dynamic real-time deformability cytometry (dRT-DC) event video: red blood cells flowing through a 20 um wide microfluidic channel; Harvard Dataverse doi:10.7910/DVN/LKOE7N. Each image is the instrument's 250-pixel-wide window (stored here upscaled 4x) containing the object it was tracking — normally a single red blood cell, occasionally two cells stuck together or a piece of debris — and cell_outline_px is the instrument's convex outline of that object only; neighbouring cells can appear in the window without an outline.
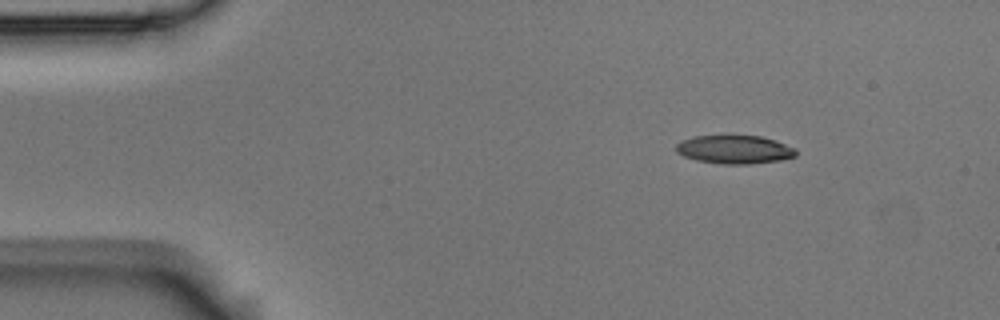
{"species": "Egyptian fruit bat (a non-hibernating species)", "species_latin": "Rousettus aegyptiacus", "temperature_condition": "room temperature", "stored_images_in_passage": 13, "camera_frame_rate_fps": 3000, "um_per_image_px": 0.085, "animal": {"sex": "male"}, "frame": {"image": 1, "passage_image": 1, "time_ms": 0.0, "image_size_px": [1000, 320], "cell_outline_px": [[796, 156], [780, 160], [748, 164], [720, 164], [696, 160], [684, 156], [676, 152], [676, 144], [680, 140], [692, 136], [732, 132], [760, 136], [776, 140], [796, 148]], "centroid_in_image_um": [62.39, 12.65], "position_along_channel_um": 22.6, "area_um2": 20.92}}
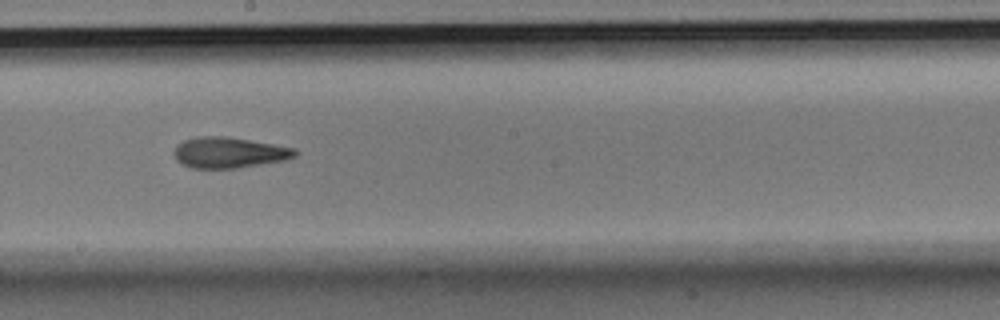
{"frame": {"image": 2, "passage_image": 7, "time_ms": 2.0, "image_size_px": [1000, 320], "cell_outline_px": [[296, 156], [284, 160], [236, 168], [192, 168], [176, 160], [172, 152], [176, 144], [184, 140], [196, 136], [224, 136], [296, 148]], "centroid_in_image_um": [19.41, 12.96], "position_along_channel_um": 228.8, "area_um2": 21.62}}
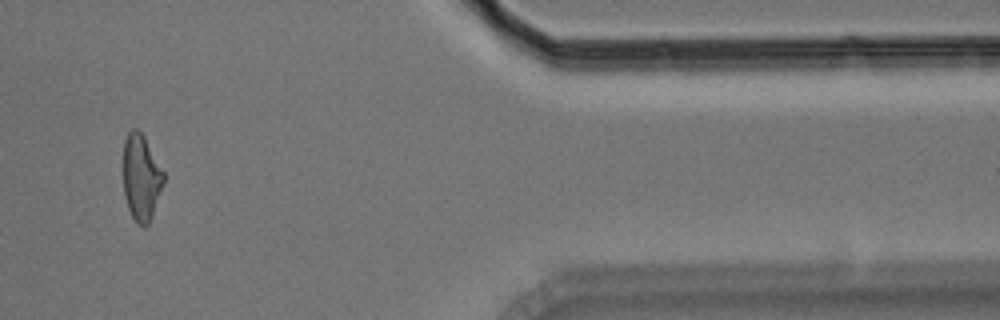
{"frame": {"image": 3, "passage_image": 11, "time_ms": 3.333, "image_size_px": [1000, 320], "cell_outline_px": [[164, 184], [148, 224], [144, 228], [136, 224], [128, 208], [124, 196], [124, 140], [128, 132], [132, 128], [136, 128], [144, 136], [164, 172]], "centroid_in_image_um": [12.0, 15.1], "position_along_channel_um": 399.4, "area_um2": 20.23}}